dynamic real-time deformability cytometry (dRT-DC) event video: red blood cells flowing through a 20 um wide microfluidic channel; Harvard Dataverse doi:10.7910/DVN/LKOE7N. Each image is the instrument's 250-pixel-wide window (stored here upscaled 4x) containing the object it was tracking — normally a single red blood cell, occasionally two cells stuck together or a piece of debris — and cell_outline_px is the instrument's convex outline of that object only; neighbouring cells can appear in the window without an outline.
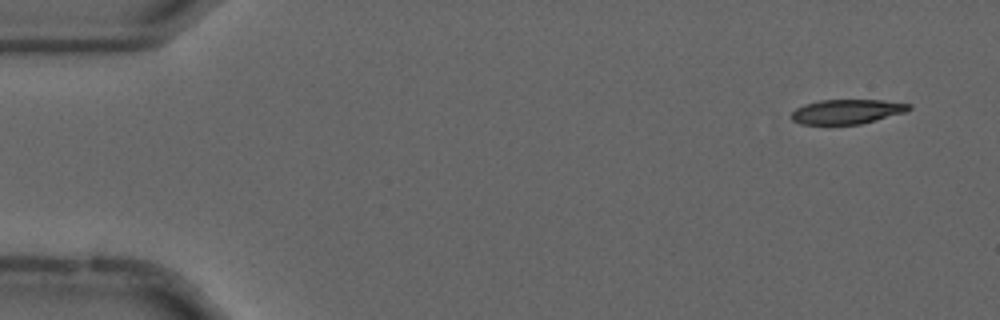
{"species": "common noctule bat (a hibernating species)", "species_latin": "Nyctalus noctula", "temperature_condition": "cold", "stored_images_in_passage": 56, "camera_frame_rate_fps": 3000, "um_per_image_px": 0.085, "animal": {"sex": "male", "forearm_length_mm": 52.5}, "frame": {"image": 1, "passage_image": 4, "time_ms": 1.0, "image_size_px": [1000, 320], "cell_outline_px": [[912, 108], [904, 112], [876, 120], [860, 124], [800, 124], [792, 120], [792, 112], [796, 108], [804, 104], [820, 100], [884, 100], [912, 104]], "centroid_in_image_um": [71.99, 9.48], "position_along_channel_um": 13.0, "area_um2": 16.76}}
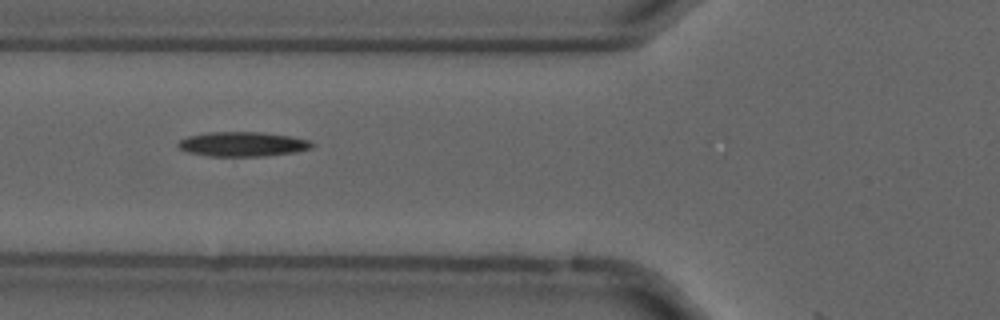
{"frame": {"image": 2, "passage_image": 21, "time_ms": 6.667, "image_size_px": [1000, 320], "cell_outline_px": [[316, 144], [312, 148], [296, 152], [264, 156], [208, 156], [188, 152], [180, 148], [176, 144], [180, 140], [188, 136], [208, 132], [260, 132], [288, 136], [308, 140]], "centroid_in_image_um": [20.63, 12.25], "position_along_channel_um": 105.2, "area_um2": 19.13}}
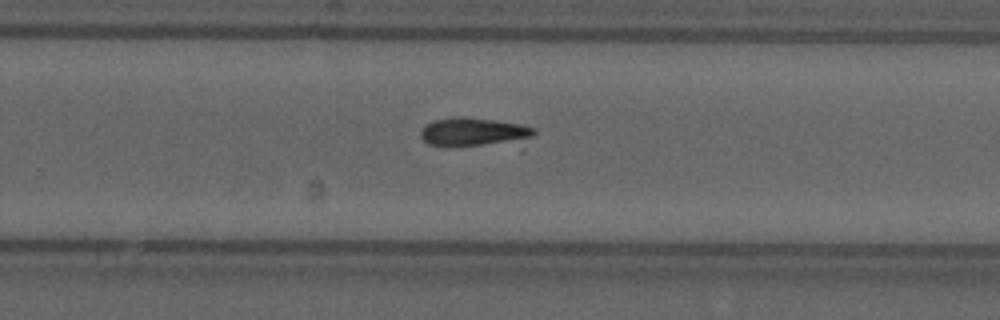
{"frame": {"image": 3, "passage_image": 36, "time_ms": 11.667, "image_size_px": [1000, 320], "cell_outline_px": [[536, 132], [520, 152], [428, 144], [420, 136], [420, 132], [424, 124], [432, 120], [460, 116], [464, 116], [496, 120], [520, 124], [536, 128]], "centroid_in_image_um": [40.57, 11.36], "position_along_channel_um": 289.2, "area_um2": 21.91}, "authors_computed_cell_mechanics": {"area_um2": 18.207, "velocity_mm_per_s": 3.6877, "shape_relaxation_time_tau1_ms": 3.0648, "shape_relaxation_time_tau2_ms": null, "deformation_change_tau1": 0.1628, "deformation_change_tau2": null}}